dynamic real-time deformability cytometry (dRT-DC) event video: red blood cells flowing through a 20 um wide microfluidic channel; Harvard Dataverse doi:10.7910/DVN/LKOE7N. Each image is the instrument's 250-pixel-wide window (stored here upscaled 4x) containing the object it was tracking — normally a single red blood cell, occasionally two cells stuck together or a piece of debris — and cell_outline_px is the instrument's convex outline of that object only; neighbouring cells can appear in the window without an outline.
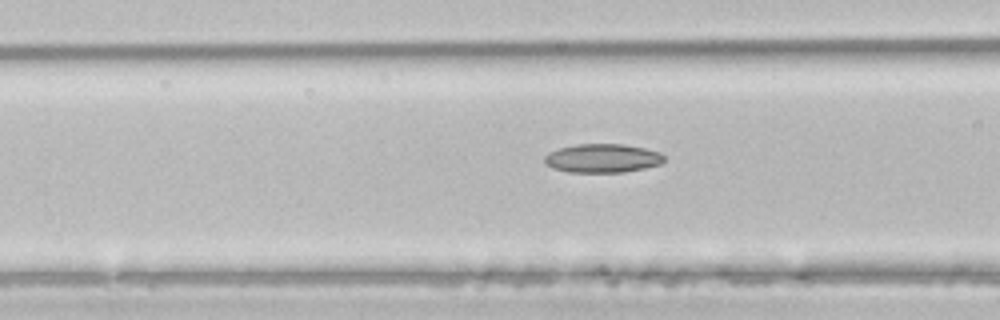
{"species": "common noctule bat (a hibernating species)", "species_latin": "Nyctalus noctula", "temperature_condition": "room temperature", "stored_images_in_passage": 5, "camera_frame_rate_fps": 3000, "um_per_image_px": 0.085, "animal": {"sex": "male", "body_mass_g": 21.5, "forearm_length_mm": 52.0}, "frame": {"image": 1, "passage_image": 5, "time_ms": 1.333, "image_size_px": [1000, 320], "cell_outline_px": [[664, 160], [660, 164], [644, 168], [624, 172], [568, 172], [552, 168], [544, 164], [544, 156], [548, 152], [560, 148], [576, 144], [624, 144], [644, 148], [660, 152], [664, 156]], "centroid_in_image_um": [51.18, 13.45], "position_along_channel_um": 115.4, "area_um2": 20.11}}